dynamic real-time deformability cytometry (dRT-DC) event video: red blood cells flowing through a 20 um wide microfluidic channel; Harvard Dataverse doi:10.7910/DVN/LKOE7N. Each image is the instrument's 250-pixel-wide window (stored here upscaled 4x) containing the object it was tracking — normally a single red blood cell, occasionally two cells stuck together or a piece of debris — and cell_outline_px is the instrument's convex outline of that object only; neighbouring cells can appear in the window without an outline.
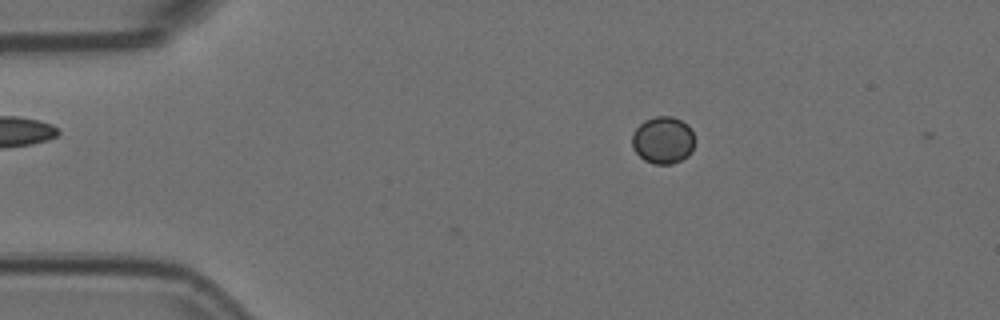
{"species": "Egyptian fruit bat (a non-hibernating species)", "species_latin": "Rousettus aegyptiacus", "temperature_condition": "room temperature", "stored_images_in_passage": 4, "camera_frame_rate_fps": 3000, "um_per_image_px": 0.085, "animal": {"sex": "female"}, "frame": {"image": 1, "passage_image": 2, "time_ms": 0.333, "image_size_px": [1000, 320], "cell_outline_px": [[692, 152], [688, 156], [672, 164], [656, 164], [644, 160], [632, 148], [632, 136], [636, 128], [644, 120], [656, 116], [672, 116], [688, 124], [692, 128]], "centroid_in_image_um": [56.34, 11.9], "position_along_channel_um": 28.7, "area_um2": 17.17}}